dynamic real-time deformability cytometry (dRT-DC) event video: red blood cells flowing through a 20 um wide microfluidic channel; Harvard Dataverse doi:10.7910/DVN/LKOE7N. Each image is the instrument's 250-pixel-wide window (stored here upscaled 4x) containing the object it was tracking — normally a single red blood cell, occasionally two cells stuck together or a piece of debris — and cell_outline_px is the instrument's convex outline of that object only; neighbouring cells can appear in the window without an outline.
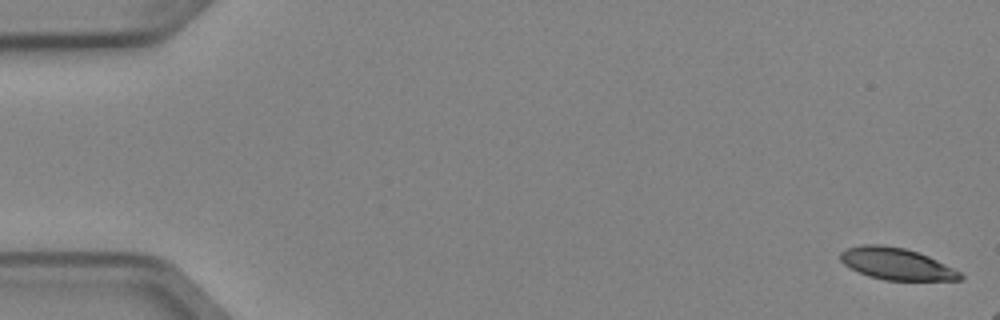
{"species": "Egyptian fruit bat (a non-hibernating species)", "species_latin": "Rousettus aegyptiacus", "temperature_condition": "cold", "stored_images_in_passage": 4, "camera_frame_rate_fps": 3000, "um_per_image_px": 0.085, "animal": {"sex": "female"}, "frame": {"image": 1, "passage_image": 1, "time_ms": 0.0, "image_size_px": [1000, 320], "cell_outline_px": [[964, 276], [960, 280], [884, 280], [868, 276], [844, 264], [840, 260], [840, 252], [844, 248], [860, 244], [880, 244], [904, 248], [928, 256], [960, 272]], "centroid_in_image_um": [76.15, 22.41], "position_along_channel_um": 8.9, "area_um2": 22.08}}